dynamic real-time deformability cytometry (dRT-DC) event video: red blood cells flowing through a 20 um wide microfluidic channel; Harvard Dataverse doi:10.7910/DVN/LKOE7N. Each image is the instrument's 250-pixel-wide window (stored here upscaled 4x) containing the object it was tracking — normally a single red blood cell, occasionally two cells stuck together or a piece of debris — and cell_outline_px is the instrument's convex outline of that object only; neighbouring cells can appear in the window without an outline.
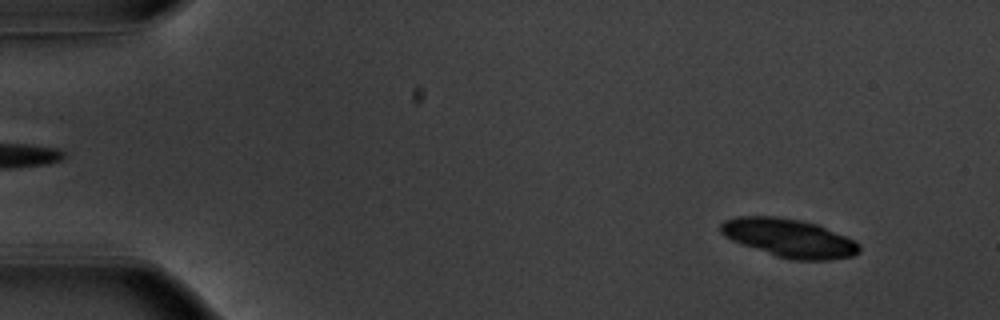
{"species": "common noctule bat (a hibernating species)", "species_latin": "Nyctalus noctula", "temperature_condition": "warm", "stored_images_in_passage": 53, "camera_frame_rate_fps": 3000, "um_per_image_px": 0.085, "animal": {"sex": "male", "body_mass_g": 20.1, "forearm_length_mm": 53.5}, "frame": {"image": 1, "passage_image": 5, "time_ms": 1.333, "image_size_px": [1000, 320], "cell_outline_px": [[860, 252], [852, 256], [828, 260], [792, 260], [776, 256], [740, 244], [724, 236], [720, 232], [720, 224], [724, 220], [736, 216], [776, 216], [800, 220], [816, 224], [856, 240], [860, 244]], "centroid_in_image_um": [67.06, 20.23], "position_along_channel_um": 17.9, "area_um2": 31.15}, "authors_computed_cell_mechanics": {"area_um2": 28.2642, "velocity_mm_per_s": 3.763, "shape_relaxation_time_tau1_ms": 5.5263, "shape_relaxation_time_tau2_ms": null, "deformation_change_tau1": 0.1863, "deformation_change_tau2": null}}